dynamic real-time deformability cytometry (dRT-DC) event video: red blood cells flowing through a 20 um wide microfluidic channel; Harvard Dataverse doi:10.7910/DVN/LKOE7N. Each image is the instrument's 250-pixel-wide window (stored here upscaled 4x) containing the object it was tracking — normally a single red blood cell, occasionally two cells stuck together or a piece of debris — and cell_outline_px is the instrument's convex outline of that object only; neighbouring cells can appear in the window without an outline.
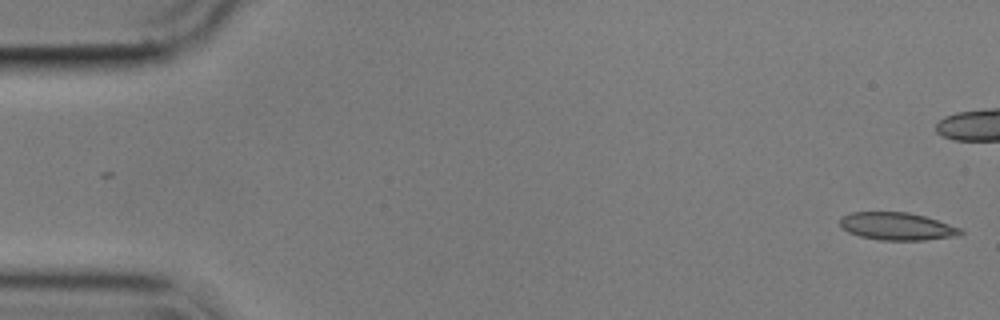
{"species": "common noctule bat (a hibernating species)", "species_latin": "Nyctalus noctula", "temperature_condition": "cold", "stored_images_in_passage": 45, "camera_frame_rate_fps": 3000, "um_per_image_px": 0.085, "animal": {"sex": "male", "body_mass_g": 17.9}, "frame": {"image": 1, "passage_image": 1, "time_ms": 0.0, "image_size_px": [1000, 320], "cell_outline_px": [[964, 232], [952, 236], [924, 240], [880, 240], [860, 236], [848, 232], [840, 224], [840, 216], [852, 212], [908, 212], [924, 216], [960, 228]], "centroid_in_image_um": [76.19, 19.23], "position_along_channel_um": 8.8, "area_um2": 19.13}}
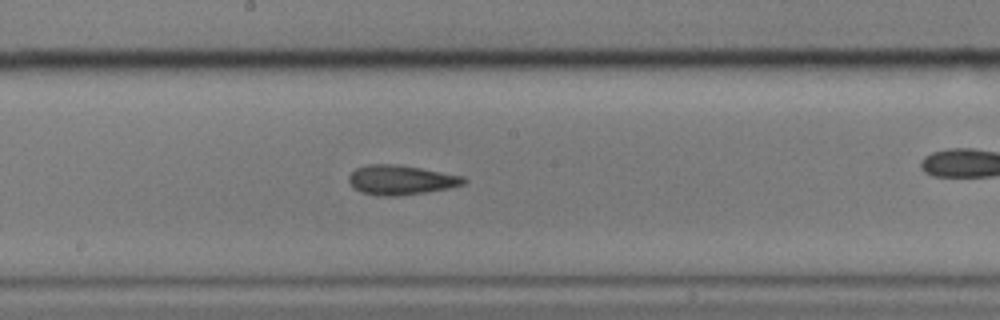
{"frame": {"image": 2, "passage_image": 29, "time_ms": 9.333, "image_size_px": [1000, 320], "cell_outline_px": [[468, 180], [464, 184], [452, 188], [396, 196], [380, 196], [360, 192], [348, 180], [348, 176], [356, 168], [368, 164], [396, 164], [420, 168], [464, 176]], "centroid_in_image_um": [34.1, 15.29], "position_along_channel_um": 214.1, "area_um2": 19.77}}
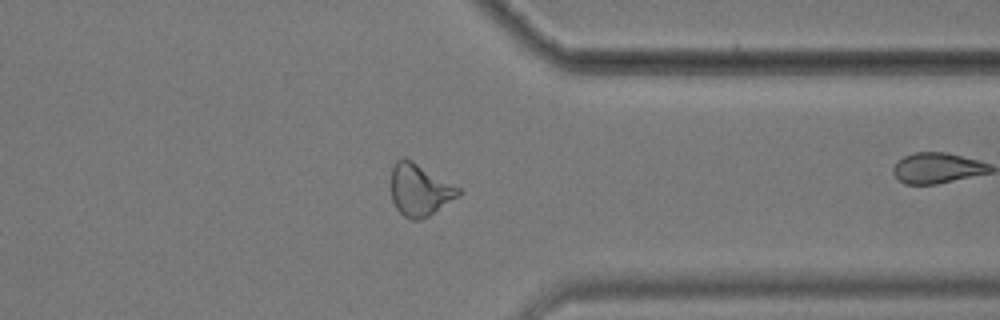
{"frame": {"image": 3, "passage_image": 43, "time_ms": 14.0, "image_size_px": [1000, 320], "cell_outline_px": [[464, 192], [460, 196], [428, 216], [420, 220], [412, 220], [404, 216], [396, 208], [392, 200], [392, 168], [396, 160], [404, 156], [412, 160], [460, 188]], "centroid_in_image_um": [35.69, 16.14], "position_along_channel_um": 375.7, "area_um2": 20.46}}